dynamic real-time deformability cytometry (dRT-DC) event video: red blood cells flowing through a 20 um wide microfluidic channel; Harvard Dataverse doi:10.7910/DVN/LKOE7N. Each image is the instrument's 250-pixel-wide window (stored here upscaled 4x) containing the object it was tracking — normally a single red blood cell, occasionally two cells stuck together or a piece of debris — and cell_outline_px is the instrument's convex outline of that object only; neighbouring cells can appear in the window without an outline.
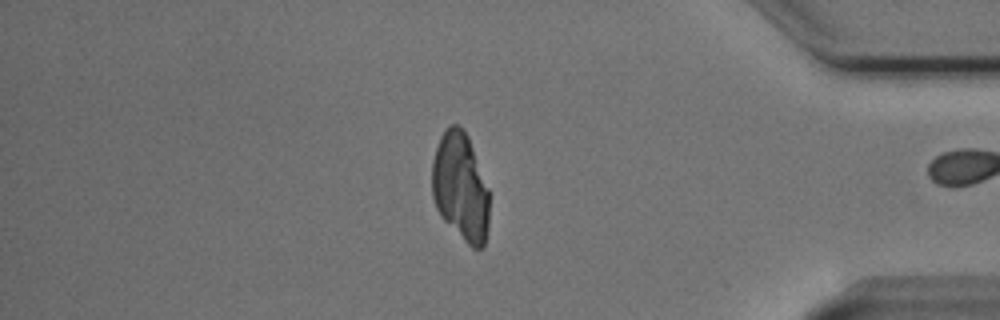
{"species": "Egyptian fruit bat (a non-hibernating species)", "species_latin": "Rousettus aegyptiacus", "temperature_condition": "cold", "stored_images_in_passage": 48, "camera_frame_rate_fps": 3000, "um_per_image_px": 0.085, "animal": {"sex": "male"}, "frame": {"image": 1, "passage_image": 47, "time_ms": 15.333, "image_size_px": [1000, 320], "cell_outline_px": [[488, 228], [484, 248], [472, 248], [440, 216], [436, 208], [432, 196], [432, 160], [440, 136], [452, 124], [456, 124], [468, 136], [488, 188]], "centroid_in_image_um": [39.13, 15.92], "position_along_channel_um": 396.1, "area_um2": 35.89}}